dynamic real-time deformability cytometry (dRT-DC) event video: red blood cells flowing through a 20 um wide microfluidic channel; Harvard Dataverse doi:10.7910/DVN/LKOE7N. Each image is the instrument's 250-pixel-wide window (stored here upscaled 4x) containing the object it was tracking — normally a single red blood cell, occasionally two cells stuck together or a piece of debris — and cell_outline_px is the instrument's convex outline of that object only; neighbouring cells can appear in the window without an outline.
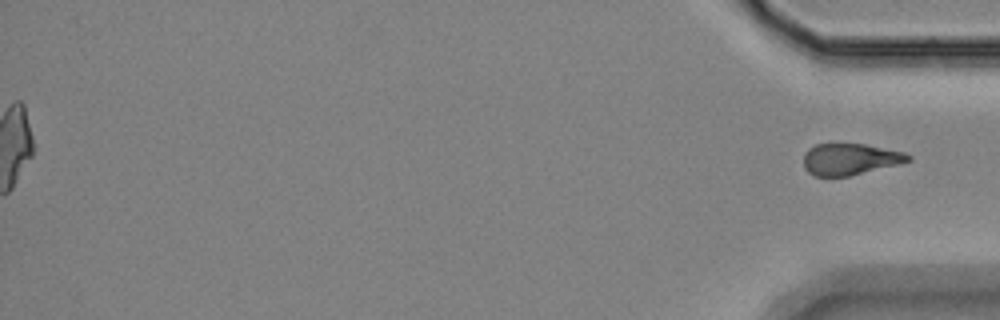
{"species": "Egyptian fruit bat (a non-hibernating species)", "species_latin": "Rousettus aegyptiacus", "temperature_condition": "room temperature", "stored_images_in_passage": 53, "segment_of_instrument_passage": [2, 2], "camera_frame_rate_fps": 3000, "um_per_image_px": 0.085, "animal": {"sex": "female"}, "frame": {"image": 1, "passage_image": 53, "time_ms": 17.333, "image_size_px": [1000, 320], "cell_outline_px": [[912, 160], [900, 164], [848, 176], [816, 176], [808, 172], [804, 168], [804, 152], [808, 148], [816, 144], [864, 144], [904, 152], [912, 156]], "centroid_in_image_um": [72.26, 13.53], "position_along_channel_um": 362.9, "area_um2": 19.19}}